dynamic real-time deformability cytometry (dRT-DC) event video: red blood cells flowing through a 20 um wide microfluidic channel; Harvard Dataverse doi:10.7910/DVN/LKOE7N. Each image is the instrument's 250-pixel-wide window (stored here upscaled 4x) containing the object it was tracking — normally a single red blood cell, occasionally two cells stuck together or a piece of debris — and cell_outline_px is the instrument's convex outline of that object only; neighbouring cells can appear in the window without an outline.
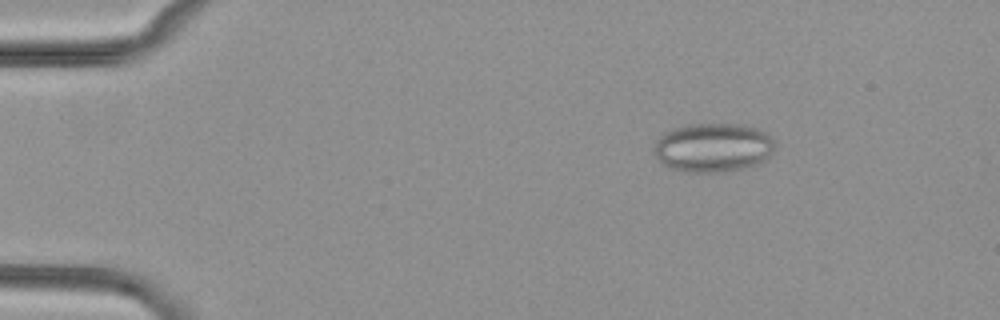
{"species": "common noctule bat (a hibernating species)", "species_latin": "Nyctalus noctula", "temperature_condition": "cold", "stored_images_in_passage": 5, "camera_frame_rate_fps": 3000, "um_per_image_px": 0.085, "animal": {"sex": "female", "body_mass_g": 29.2, "forearm_length_mm": 56.3}, "frame": {"image": 1, "passage_image": 2, "time_ms": 1.0, "image_size_px": [1000, 320], "cell_outline_px": [[776, 148], [764, 160], [756, 164], [744, 168], [724, 172], [688, 172], [672, 168], [664, 164], [656, 156], [652, 148], [656, 140], [664, 132], [672, 128], [688, 124], [740, 124], [756, 128], [764, 132], [776, 140]], "centroid_in_image_um": [60.62, 12.53], "position_along_channel_um": 24.4, "area_um2": 34.74}}